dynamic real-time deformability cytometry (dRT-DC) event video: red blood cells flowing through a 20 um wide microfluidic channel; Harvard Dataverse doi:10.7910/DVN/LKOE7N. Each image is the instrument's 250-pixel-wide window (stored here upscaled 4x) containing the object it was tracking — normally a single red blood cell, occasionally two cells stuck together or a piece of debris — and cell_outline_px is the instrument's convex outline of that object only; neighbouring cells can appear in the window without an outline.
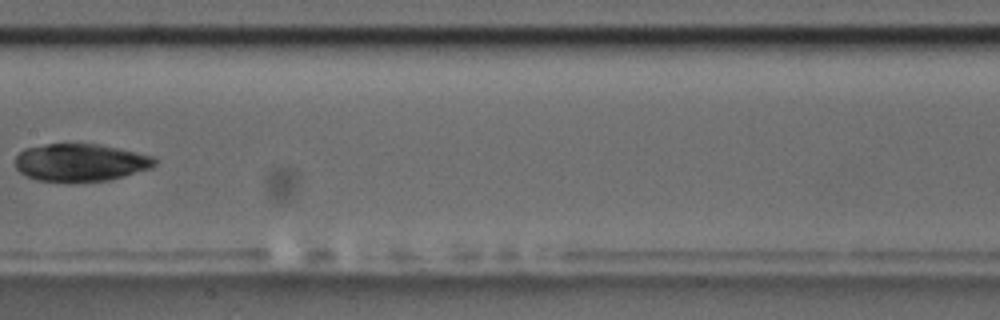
{"species": "common noctule bat (a hibernating species)", "species_latin": "Nyctalus noctula", "temperature_condition": "room temperature", "stored_images_in_passage": 9, "camera_frame_rate_fps": 3000, "um_per_image_px": 0.085, "animal": {"sex": "male", "body_mass_g": 17.5, "forearm_length_mm": 52.3}, "frame": {"image": 1, "passage_image": 8, "time_ms": 9.0, "image_size_px": [1000, 320], "cell_outline_px": [[156, 164], [152, 168], [124, 176], [108, 180], [68, 184], [36, 180], [20, 172], [16, 168], [16, 156], [24, 148], [44, 144], [100, 144], [136, 152], [152, 156], [156, 160]], "centroid_in_image_um": [6.82, 13.84], "position_along_channel_um": 200.6, "area_um2": 31.1}}
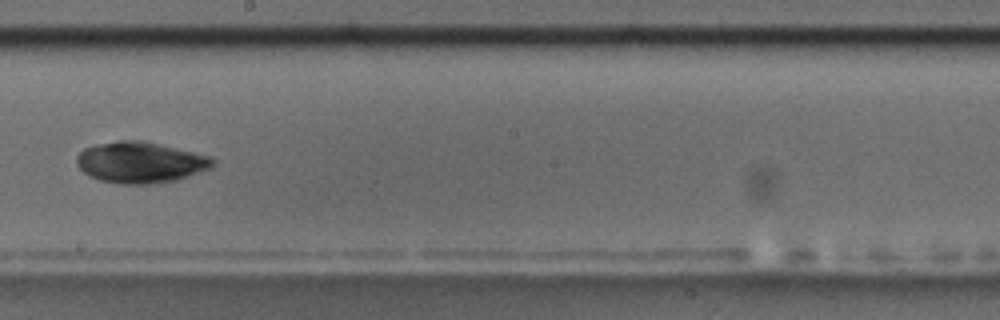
{"frame": {"image": 2, "passage_image": 9, "time_ms": 10.0, "image_size_px": [1000, 320], "cell_outline_px": [[216, 164], [212, 168], [176, 180], [148, 184], [124, 184], [100, 180], [88, 176], [76, 164], [76, 156], [84, 148], [100, 144], [120, 140], [144, 140], [208, 156], [216, 160]], "centroid_in_image_um": [11.93, 13.8], "position_along_channel_um": 236.3, "area_um2": 32.48}}